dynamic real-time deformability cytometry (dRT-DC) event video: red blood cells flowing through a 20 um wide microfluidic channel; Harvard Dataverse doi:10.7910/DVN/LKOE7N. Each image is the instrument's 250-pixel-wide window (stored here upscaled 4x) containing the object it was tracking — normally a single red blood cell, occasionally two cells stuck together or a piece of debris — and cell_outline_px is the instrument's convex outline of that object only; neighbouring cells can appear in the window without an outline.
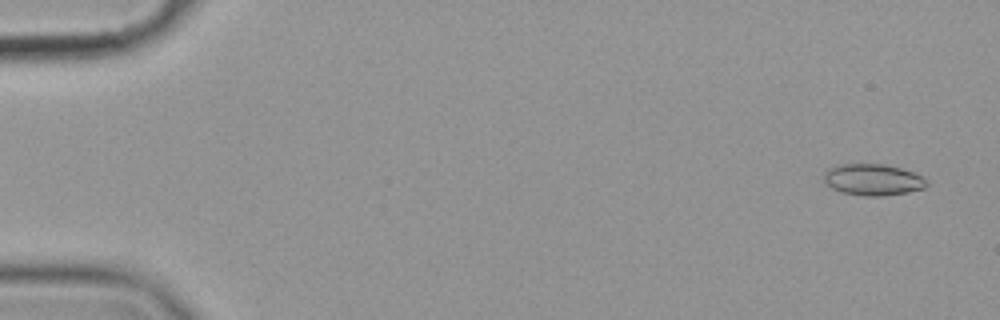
{"species": "common noctule bat (a hibernating species)", "species_latin": "Nyctalus noctula", "temperature_condition": "cold", "stored_images_in_passage": 57, "camera_frame_rate_fps": 3000, "um_per_image_px": 0.085, "animal": {"sex": "female", "body_mass_g": 19.9}, "frame": {"image": 1, "passage_image": 3, "time_ms": 0.667, "image_size_px": [1000, 320], "cell_outline_px": [[928, 184], [924, 188], [908, 192], [884, 196], [864, 196], [840, 192], [832, 188], [824, 180], [824, 172], [828, 168], [840, 164], [884, 164], [900, 168], [924, 176], [928, 180]], "centroid_in_image_um": [74.21, 15.28], "position_along_channel_um": 10.8, "area_um2": 18.96}}
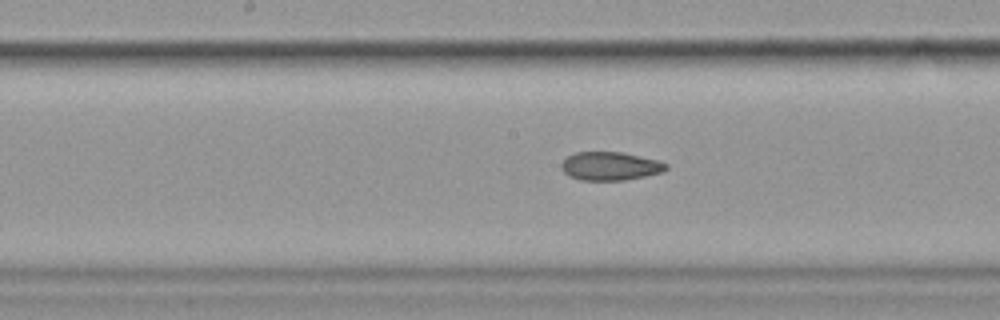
{"frame": {"image": 2, "passage_image": 30, "time_ms": 9.667, "image_size_px": [1000, 320], "cell_outline_px": [[668, 168], [664, 172], [624, 180], [580, 180], [568, 176], [560, 168], [560, 164], [568, 156], [576, 152], [620, 152], [660, 160], [668, 164]], "centroid_in_image_um": [51.87, 14.12], "position_along_channel_um": 196.3, "area_um2": 17.46}}
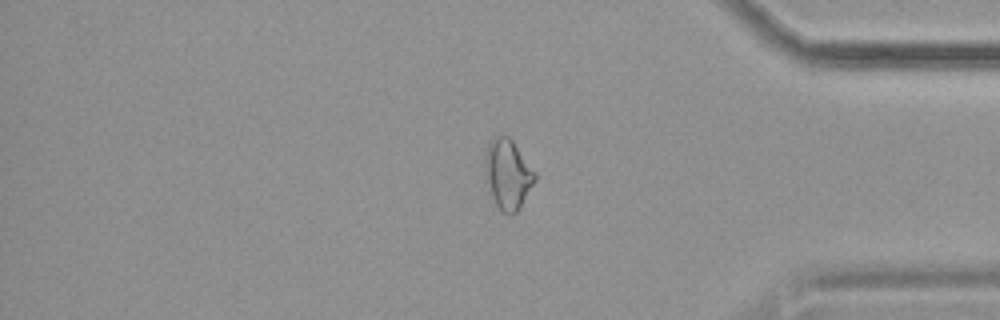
{"frame": {"image": 3, "passage_image": 48, "time_ms": 15.667, "image_size_px": [1000, 320], "cell_outline_px": [[536, 180], [516, 212], [512, 216], [504, 212], [496, 204], [492, 196], [488, 180], [484, 160], [488, 144], [492, 136], [504, 132], [512, 140], [536, 172]], "centroid_in_image_um": [43.18, 14.73], "position_along_channel_um": 392.0, "area_um2": 20.06}, "authors_computed_cell_mechanics": {"area_um2": 18.785, "velocity_mm_per_s": 3.5747, "shape_relaxation_time_tau1_ms": null, "shape_relaxation_time_tau2_ms": 2.7161, "deformation_change_tau1": null, "deformation_change_tau2": 0.0918}}